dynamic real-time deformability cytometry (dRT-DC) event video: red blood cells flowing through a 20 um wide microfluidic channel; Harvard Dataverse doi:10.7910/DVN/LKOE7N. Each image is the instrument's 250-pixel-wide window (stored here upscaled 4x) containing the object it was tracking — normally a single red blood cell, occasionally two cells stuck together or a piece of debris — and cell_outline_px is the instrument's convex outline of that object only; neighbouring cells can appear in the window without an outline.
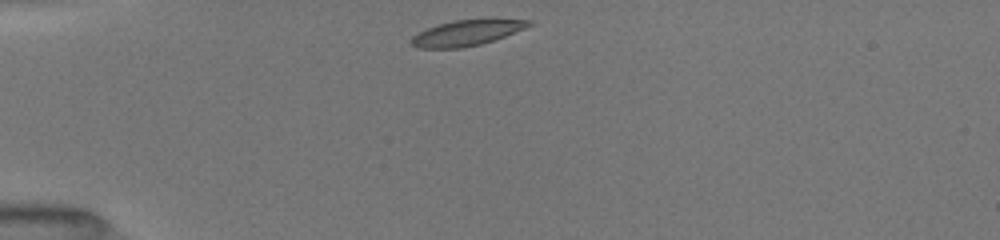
{"species": "common noctule bat (a hibernating species)", "species_latin": "Nyctalus noctula", "temperature_condition": "room temperature", "stored_images_in_passage": 7, "camera_frame_rate_fps": 3000, "um_per_image_px": 0.085, "animal": {"sex": "female", "body_mass_g": 19.5, "forearm_length_mm": 54.1}, "frame": {"image": 1, "passage_image": 1, "time_ms": 0.0, "image_size_px": [1000, 240], "cell_outline_px": [[536, 24], [504, 36], [480, 44], [460, 48], [416, 48], [412, 44], [412, 36], [436, 24], [452, 20], [532, 20]], "centroid_in_image_um": [39.66, 2.8], "position_along_channel_um": 45.3, "area_um2": 17.17}}